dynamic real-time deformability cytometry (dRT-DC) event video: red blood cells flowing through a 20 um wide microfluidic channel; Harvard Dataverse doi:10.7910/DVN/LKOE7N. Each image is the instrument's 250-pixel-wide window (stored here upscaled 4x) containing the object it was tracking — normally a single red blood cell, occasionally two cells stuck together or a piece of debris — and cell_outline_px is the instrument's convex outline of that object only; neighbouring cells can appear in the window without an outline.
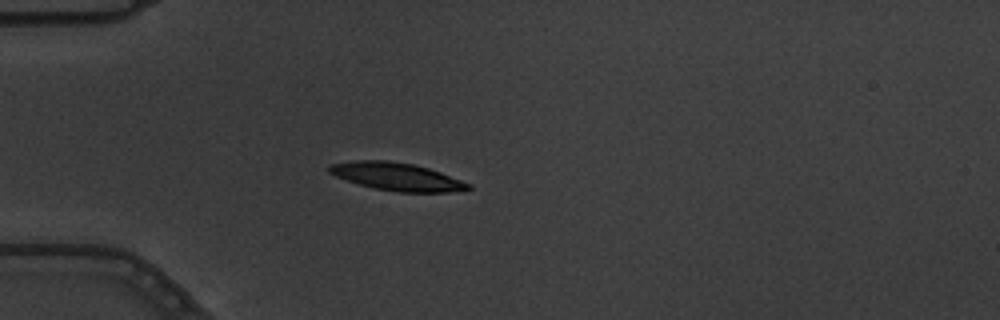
{"species": "common noctule bat (a hibernating species)", "species_latin": "Nyctalus noctula", "temperature_condition": "warm", "stored_images_in_passage": 2, "camera_frame_rate_fps": 3000, "um_per_image_px": 0.085, "animal": {"sex": "male", "body_mass_g": 19.5, "forearm_length_mm": 54.6}, "frame": {"image": 1, "passage_image": 1, "time_ms": 0.0, "image_size_px": [1000, 320], "cell_outline_px": [[472, 188], [448, 192], [400, 192], [376, 188], [360, 184], [336, 176], [328, 172], [328, 164], [356, 160], [388, 160], [412, 164], [428, 168], [440, 172], [472, 184]], "centroid_in_image_um": [33.72, 15.0], "position_along_channel_um": 51.3, "area_um2": 22.31}}